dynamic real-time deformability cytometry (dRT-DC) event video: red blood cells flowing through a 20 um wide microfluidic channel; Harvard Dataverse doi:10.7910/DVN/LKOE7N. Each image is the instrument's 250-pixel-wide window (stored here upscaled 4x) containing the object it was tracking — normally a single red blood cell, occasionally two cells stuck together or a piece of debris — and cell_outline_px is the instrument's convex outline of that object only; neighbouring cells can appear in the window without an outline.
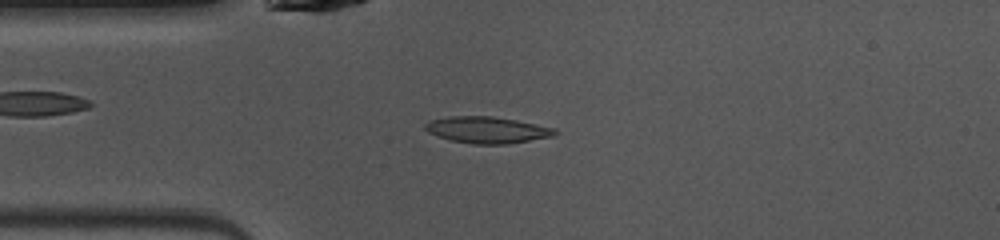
{"species": "common noctule bat (a hibernating species)", "species_latin": "Nyctalus noctula", "temperature_condition": "warm", "stored_images_in_passage": 31, "camera_frame_rate_fps": 3000, "um_per_image_px": 0.085, "animal": {"sex": "female", "body_mass_g": 10.0, "forearm_length_mm": 53.1}, "frame": {"image": 1, "passage_image": 2, "time_ms": 0.333, "image_size_px": [1000, 240], "cell_outline_px": [[560, 132], [552, 136], [508, 144], [472, 144], [452, 140], [436, 136], [428, 132], [424, 128], [424, 124], [428, 120], [448, 116], [492, 116], [516, 120], [556, 128]], "centroid_in_image_um": [41.38, 11.03], "position_along_channel_um": 43.6, "area_um2": 20.17}}
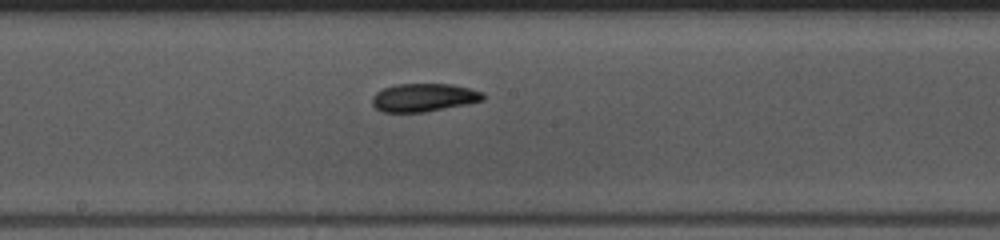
{"frame": {"image": 2, "passage_image": 15, "time_ms": 4.667, "image_size_px": [1000, 240], "cell_outline_px": [[484, 100], [424, 112], [384, 112], [376, 108], [372, 104], [372, 96], [376, 92], [384, 88], [396, 84], [452, 84], [484, 92]], "centroid_in_image_um": [36.0, 8.28], "position_along_channel_um": 212.2, "area_um2": 18.03}}
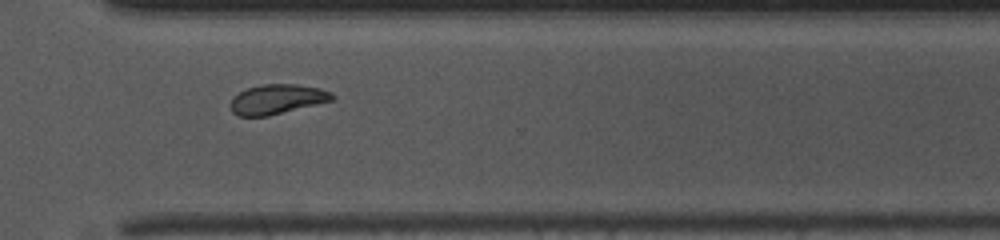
{"frame": {"image": 3, "passage_image": 25, "time_ms": 8.0, "image_size_px": [1000, 240], "cell_outline_px": [[336, 96], [332, 100], [268, 116], [240, 116], [232, 112], [232, 96], [248, 88], [260, 84], [296, 84], [320, 88], [332, 92]], "centroid_in_image_um": [23.57, 8.42], "position_along_channel_um": 347.0, "area_um2": 17.46}, "authors_computed_cell_mechanics": {"area_um2": 18.0914, "velocity_mm_per_s": 4.054, "shape_relaxation_time_tau1_ms": 5.2965, "shape_relaxation_time_tau2_ms": 2.2342, "deformation_change_tau1": 0.1576, "deformation_change_tau2": 0.0556}}